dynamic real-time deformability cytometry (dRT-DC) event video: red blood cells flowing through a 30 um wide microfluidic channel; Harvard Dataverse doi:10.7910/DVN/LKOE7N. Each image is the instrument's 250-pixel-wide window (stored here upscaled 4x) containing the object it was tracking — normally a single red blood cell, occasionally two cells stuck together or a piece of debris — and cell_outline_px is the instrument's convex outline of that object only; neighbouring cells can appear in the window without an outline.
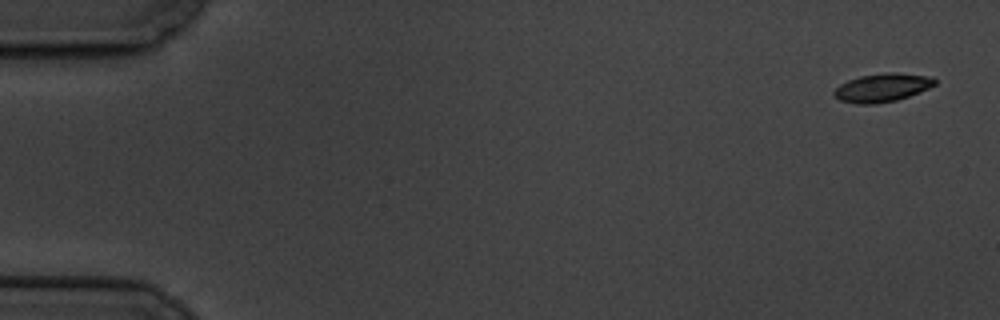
{"species": "common noctule bat (a hibernating species)", "species_latin": "Nyctalus noctula", "temperature_condition": "cold", "stored_images_in_passage": 6, "camera_frame_rate_fps": 3000, "um_per_image_px": 0.085, "animal": {"sex": "male", "body_mass_g": 19.5, "forearm_length_mm": 54.6}, "frame": {"image": 1, "passage_image": 1, "time_ms": 0.0, "image_size_px": [1000, 320], "cell_outline_px": [[936, 84], [928, 88], [908, 96], [896, 100], [876, 104], [856, 104], [840, 100], [832, 92], [840, 84], [848, 80], [860, 76], [888, 72], [896, 72], [932, 76], [936, 80]], "centroid_in_image_um": [75.0, 7.44], "position_along_channel_um": 10.0, "area_um2": 16.65}}
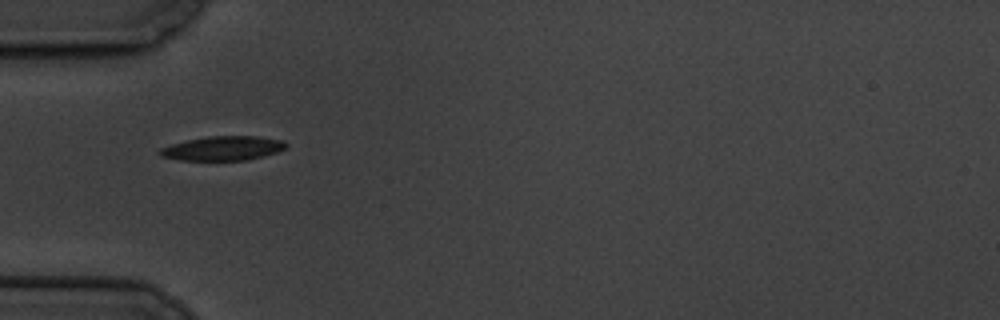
{"frame": {"image": 2, "passage_image": 5, "time_ms": 5.667, "image_size_px": [1000, 320], "cell_outline_px": [[288, 144], [284, 148], [276, 152], [264, 156], [248, 160], [180, 160], [160, 156], [160, 148], [172, 144], [188, 140], [208, 136], [256, 136], [284, 140]], "centroid_in_image_um": [18.97, 12.6], "position_along_channel_um": 66.0, "area_um2": 17.74}}
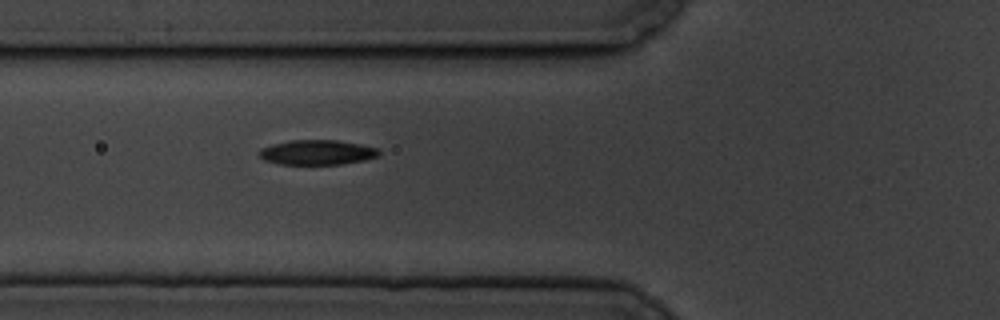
{"frame": {"image": 3, "passage_image": 6, "time_ms": 6.667, "image_size_px": [1000, 320], "cell_outline_px": [[380, 156], [364, 160], [340, 164], [276, 164], [264, 160], [256, 152], [260, 148], [272, 144], [288, 140], [336, 140], [360, 144], [380, 148]], "centroid_in_image_um": [26.94, 12.95], "position_along_channel_um": 98.9, "area_um2": 17.57}}